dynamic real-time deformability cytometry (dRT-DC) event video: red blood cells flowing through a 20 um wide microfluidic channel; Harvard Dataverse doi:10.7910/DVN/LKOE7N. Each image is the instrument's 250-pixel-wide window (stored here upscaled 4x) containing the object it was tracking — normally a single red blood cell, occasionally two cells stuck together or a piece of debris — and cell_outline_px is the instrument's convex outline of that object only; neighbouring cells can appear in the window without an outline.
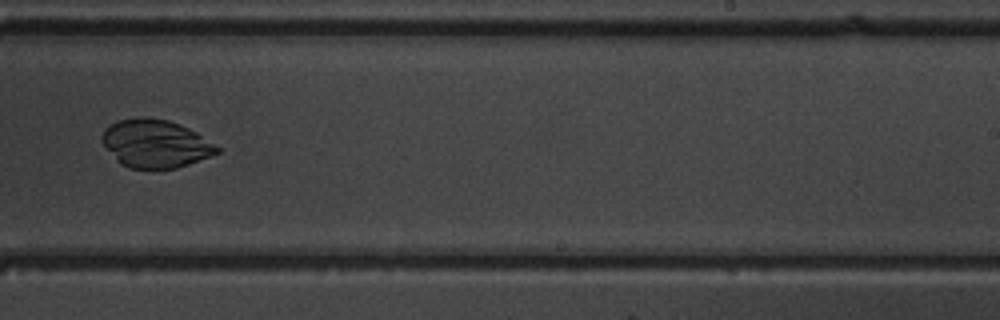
{"species": "common noctule bat (a hibernating species)", "species_latin": "Nyctalus noctula", "temperature_condition": "warm", "stored_images_in_passage": 40, "camera_frame_rate_fps": 3000, "um_per_image_px": 0.085, "animal": {"sex": "male", "body_mass_g": 19.5, "forearm_length_mm": 54.6}, "frame": {"image": 1, "passage_image": 22, "time_ms": 7.0, "image_size_px": [1000, 320], "cell_outline_px": [[220, 152], [212, 156], [176, 168], [128, 168], [120, 164], [116, 160], [100, 140], [100, 136], [104, 128], [108, 124], [116, 120], [140, 116], [144, 116], [168, 120], [188, 128], [196, 132], [220, 148]], "centroid_in_image_um": [13.16, 12.19], "position_along_channel_um": 275.8, "area_um2": 32.43}}